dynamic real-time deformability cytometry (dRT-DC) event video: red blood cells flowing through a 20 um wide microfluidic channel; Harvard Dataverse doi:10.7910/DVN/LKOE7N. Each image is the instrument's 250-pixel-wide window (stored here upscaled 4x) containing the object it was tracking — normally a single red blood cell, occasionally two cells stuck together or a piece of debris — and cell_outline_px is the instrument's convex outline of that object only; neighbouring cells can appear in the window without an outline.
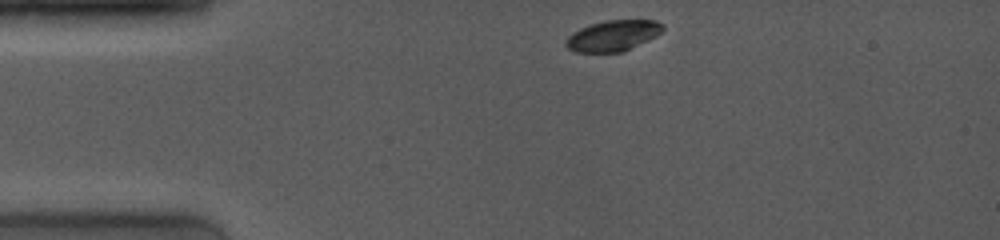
{"species": "common noctule bat (a hibernating species)", "species_latin": "Nyctalus noctula", "temperature_condition": "room temperature", "stored_images_in_passage": 33, "camera_frame_rate_fps": 4000, "um_per_image_px": 0.085, "animal": {"sex": "female", "body_mass_g": 19.0, "forearm_length_mm": 53.3}, "frame": {"image": 1, "passage_image": 1, "time_ms": 0.0, "image_size_px": [1000, 240], "cell_outline_px": [[664, 28], [656, 36], [624, 52], [576, 52], [568, 48], [564, 44], [564, 40], [572, 32], [580, 28], [604, 20], [656, 20], [664, 24]], "centroid_in_image_um": [52.09, 3.03], "position_along_channel_um": 32.9, "area_um2": 17.51}}
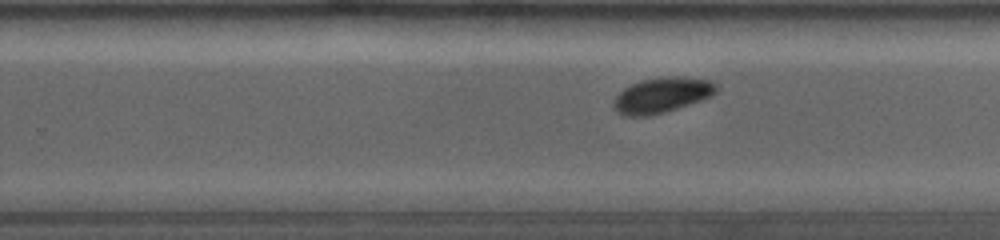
{"frame": {"image": 2, "passage_image": 22, "time_ms": 7.25, "image_size_px": [1000, 240], "cell_outline_px": [[716, 92], [700, 100], [664, 112], [648, 116], [624, 116], [616, 112], [612, 108], [612, 100], [624, 88], [640, 80], [668, 76], [684, 76], [708, 80], [716, 84]], "centroid_in_image_um": [56.18, 8.08], "position_along_channel_um": 273.6, "area_um2": 21.04}}
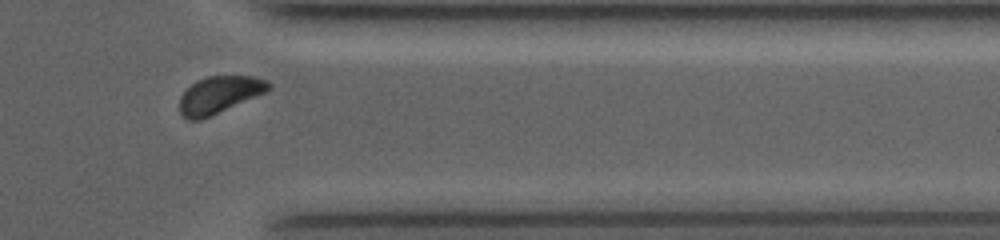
{"frame": {"image": 3, "passage_image": 30, "time_ms": 10.25, "image_size_px": [1000, 240], "cell_outline_px": [[272, 88], [268, 92], [200, 120], [188, 120], [180, 112], [180, 96], [192, 84], [208, 76], [252, 76], [268, 80], [272, 84]], "centroid_in_image_um": [18.7, 8.05], "position_along_channel_um": 392.7, "area_um2": 19.19}, "authors_computed_cell_mechanics": {"area_um2": 20.1144, "velocity_mm_per_s": 3.9513, "shape_relaxation_time_tau1_ms": 1.3567, "shape_relaxation_time_tau2_ms": null, "deformation_change_tau1": 0.0884, "deformation_change_tau2": null}}